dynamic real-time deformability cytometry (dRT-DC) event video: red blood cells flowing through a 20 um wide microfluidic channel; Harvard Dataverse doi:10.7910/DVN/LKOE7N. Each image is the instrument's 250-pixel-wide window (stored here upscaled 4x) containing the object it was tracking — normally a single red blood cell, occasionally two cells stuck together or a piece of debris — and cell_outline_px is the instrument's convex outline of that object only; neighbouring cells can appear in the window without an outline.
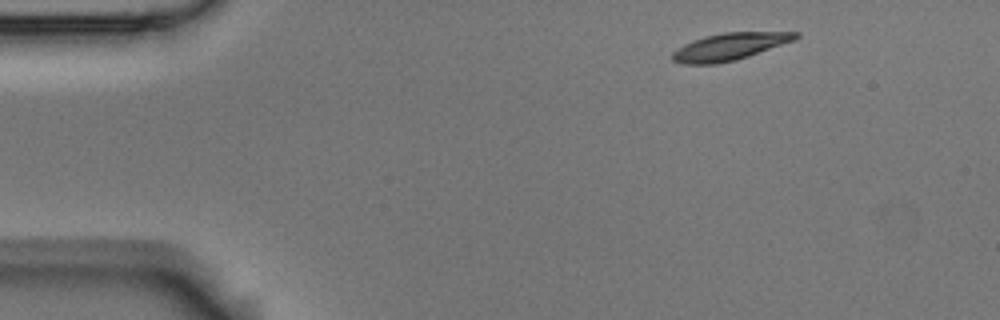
{"species": "Egyptian fruit bat (a non-hibernating species)", "species_latin": "Rousettus aegyptiacus", "temperature_condition": "room temperature", "stored_images_in_passage": 3, "camera_frame_rate_fps": 3000, "um_per_image_px": 0.085, "animal": {"sex": "male"}, "frame": {"image": 1, "passage_image": 1, "time_ms": 0.0, "image_size_px": [1000, 320], "cell_outline_px": [[800, 36], [796, 40], [736, 60], [716, 64], [684, 64], [672, 60], [672, 52], [676, 48], [684, 44], [704, 36], [724, 32], [800, 32]], "centroid_in_image_um": [62.02, 3.96], "position_along_channel_um": 23.0, "area_um2": 19.54}}